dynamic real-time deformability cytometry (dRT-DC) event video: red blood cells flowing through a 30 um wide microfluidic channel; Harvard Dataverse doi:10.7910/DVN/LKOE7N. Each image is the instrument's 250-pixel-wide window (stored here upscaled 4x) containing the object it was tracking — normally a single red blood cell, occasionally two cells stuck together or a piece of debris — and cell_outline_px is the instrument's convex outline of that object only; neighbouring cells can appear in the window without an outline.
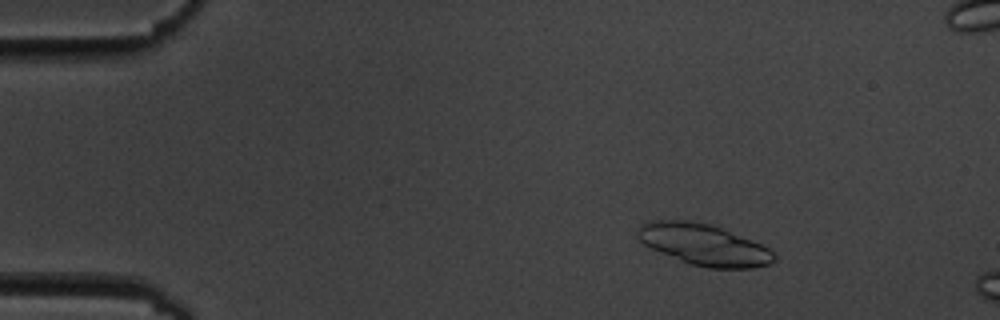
{"species": "common noctule bat (a hibernating species)", "species_latin": "Nyctalus noctula", "temperature_condition": "cold", "stored_images_in_passage": 4, "camera_frame_rate_fps": 3000, "um_per_image_px": 0.085, "animal": {"sex": "male", "body_mass_g": 19.5, "forearm_length_mm": 54.6}, "frame": {"image": 1, "passage_image": 2, "time_ms": 1.333, "image_size_px": [1000, 320], "cell_outline_px": [[776, 260], [768, 264], [752, 268], [708, 268], [692, 264], [680, 260], [660, 252], [644, 244], [636, 236], [636, 232], [640, 224], [652, 220], [688, 220], [712, 224], [724, 228], [752, 240], [768, 248], [776, 256]], "centroid_in_image_um": [59.82, 20.78], "position_along_channel_um": 25.2, "area_um2": 32.83}}